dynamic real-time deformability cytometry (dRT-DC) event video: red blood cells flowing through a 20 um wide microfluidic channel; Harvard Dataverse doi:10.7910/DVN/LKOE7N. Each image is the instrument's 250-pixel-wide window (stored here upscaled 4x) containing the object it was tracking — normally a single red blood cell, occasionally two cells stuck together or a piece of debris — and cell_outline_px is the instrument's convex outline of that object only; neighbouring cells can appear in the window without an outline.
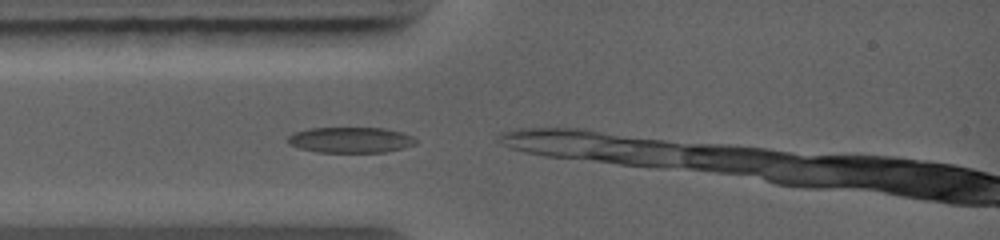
{"species": "common noctule bat (a hibernating species)", "species_latin": "Nyctalus noctula", "temperature_condition": "warm", "stored_images_in_passage": 4, "camera_frame_rate_fps": 5000, "um_per_image_px": 0.085, "animal": {"sex": "female", "body_mass_g": 19.0, "forearm_length_mm": 56.7}, "frame": {"image": 1, "passage_image": 1, "time_ms": 0.0, "image_size_px": [1000, 240], "cell_outline_px": [[416, 144], [404, 148], [384, 152], [316, 152], [300, 148], [288, 144], [288, 136], [292, 132], [308, 128], [384, 128], [400, 132], [412, 136], [416, 140]], "centroid_in_image_um": [29.76, 11.89], "position_along_channel_um": 55.2, "area_um2": 19.19}}